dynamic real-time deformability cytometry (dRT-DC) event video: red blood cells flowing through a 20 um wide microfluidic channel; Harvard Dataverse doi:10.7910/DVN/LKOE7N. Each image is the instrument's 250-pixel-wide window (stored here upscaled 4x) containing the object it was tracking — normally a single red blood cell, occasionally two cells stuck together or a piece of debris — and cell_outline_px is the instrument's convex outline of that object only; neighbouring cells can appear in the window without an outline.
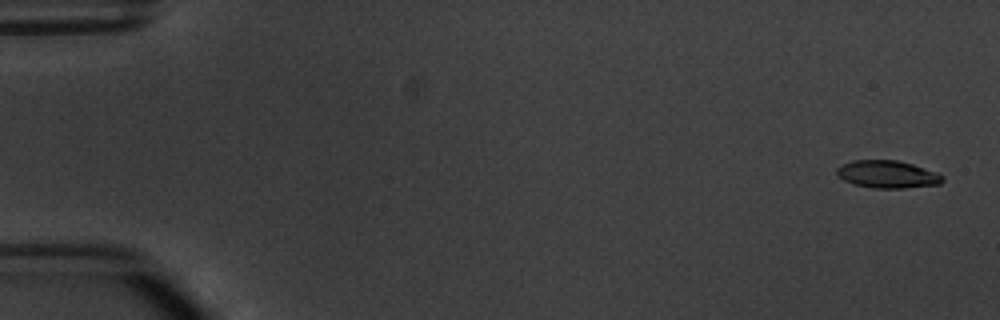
{"species": "common noctule bat (a hibernating species)", "species_latin": "Nyctalus noctula", "temperature_condition": "warm", "stored_images_in_passage": 5, "camera_frame_rate_fps": 3000, "um_per_image_px": 0.085, "animal": {"sex": "male", "body_mass_g": 20.1, "forearm_length_mm": 53.5}, "frame": {"image": 1, "passage_image": 1, "time_ms": 0.0, "image_size_px": [1000, 320], "cell_outline_px": [[944, 180], [940, 184], [904, 188], [872, 188], [852, 184], [844, 180], [836, 172], [836, 168], [852, 160], [896, 160], [912, 164], [936, 172], [944, 176]], "centroid_in_image_um": [75.44, 14.82], "position_along_channel_um": 9.6, "area_um2": 16.94}}
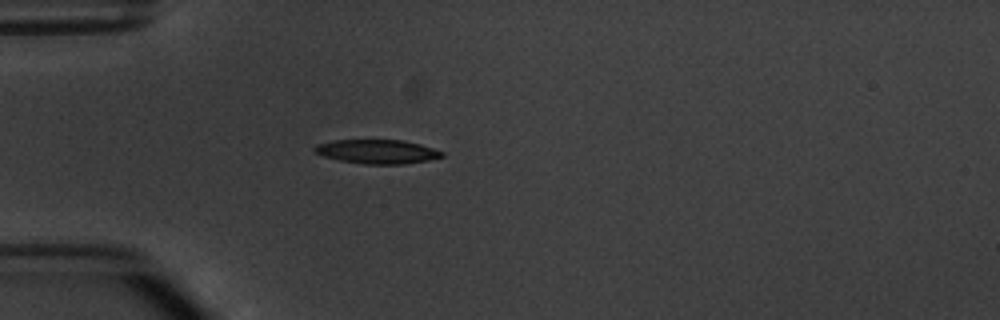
{"frame": {"image": 2, "passage_image": 5, "time_ms": 4.667, "image_size_px": [1000, 320], "cell_outline_px": [[444, 156], [428, 160], [404, 164], [364, 164], [340, 160], [324, 156], [312, 152], [312, 148], [316, 144], [336, 140], [404, 140], [420, 144], [444, 152]], "centroid_in_image_um": [32.04, 12.88], "position_along_channel_um": 53.0, "area_um2": 17.86}}